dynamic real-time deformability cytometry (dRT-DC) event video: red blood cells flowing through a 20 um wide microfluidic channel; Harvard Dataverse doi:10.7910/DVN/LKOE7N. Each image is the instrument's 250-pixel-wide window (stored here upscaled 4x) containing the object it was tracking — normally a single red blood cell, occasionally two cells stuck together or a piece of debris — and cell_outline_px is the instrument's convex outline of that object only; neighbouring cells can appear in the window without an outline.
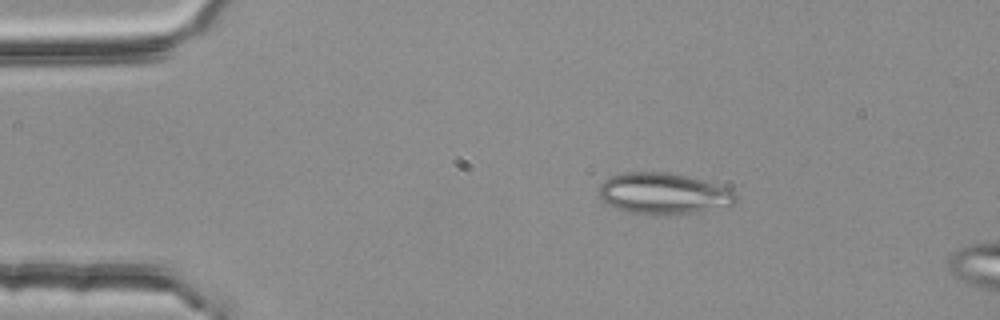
{"species": "common noctule bat (a hibernating species)", "species_latin": "Nyctalus noctula", "temperature_condition": "room temperature", "stored_images_in_passage": 2, "camera_frame_rate_fps": 3000, "um_per_image_px": 0.085, "animal": {"sex": "female", "body_mass_g": 25.1}, "frame": {"image": 1, "passage_image": 1, "time_ms": 0.0, "image_size_px": [1000, 320], "cell_outline_px": [[736, 200], [732, 204], [700, 212], [628, 212], [616, 208], [608, 204], [600, 196], [600, 184], [604, 180], [612, 176], [624, 172], [668, 172], [700, 180], [728, 188], [736, 192]], "centroid_in_image_um": [56.38, 16.41], "position_along_channel_um": 28.6, "area_um2": 31.67}}